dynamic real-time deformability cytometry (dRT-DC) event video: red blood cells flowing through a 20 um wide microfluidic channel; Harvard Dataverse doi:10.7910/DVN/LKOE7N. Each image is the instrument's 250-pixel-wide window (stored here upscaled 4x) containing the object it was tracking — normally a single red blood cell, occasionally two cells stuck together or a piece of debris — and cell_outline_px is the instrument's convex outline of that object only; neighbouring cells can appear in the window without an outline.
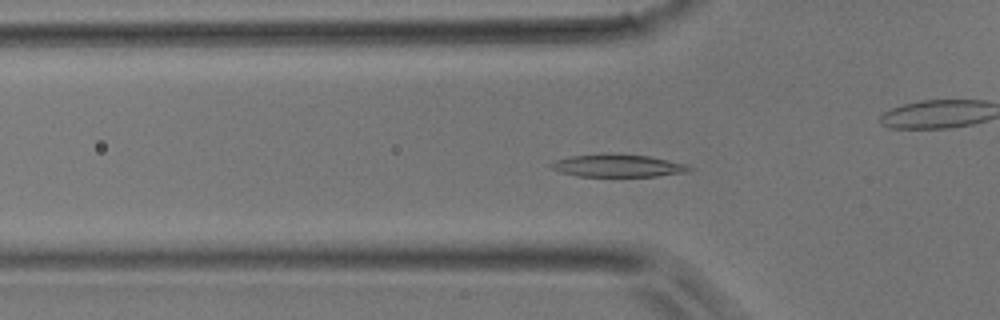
{"species": "common noctule bat (a hibernating species)", "species_latin": "Nyctalus noctula", "temperature_condition": "room temperature", "stored_images_in_passage": 50, "camera_frame_rate_fps": 3000, "um_per_image_px": 0.085, "animal": {"sex": "male", "body_mass_g": 17.9}, "frame": {"image": 1, "passage_image": 16, "time_ms": 5.0, "image_size_px": [1000, 320], "cell_outline_px": [[692, 168], [688, 172], [656, 176], [576, 176], [560, 172], [552, 168], [548, 164], [552, 160], [572, 156], [648, 156], [688, 164]], "centroid_in_image_um": [52.52, 14.12], "position_along_channel_um": 73.3, "area_um2": 17.4}}
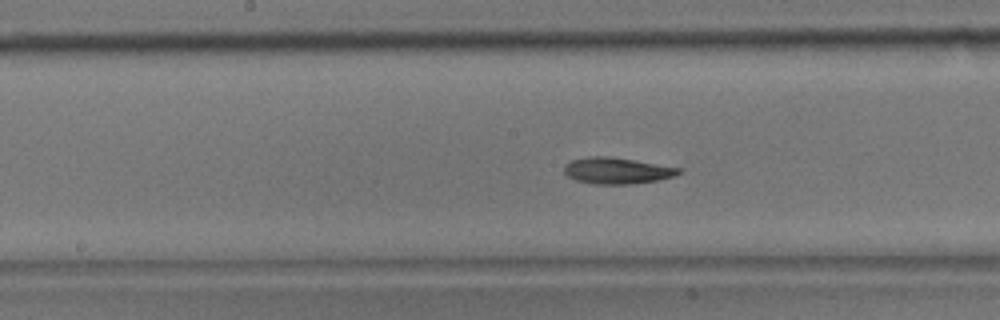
{"frame": {"image": 2, "passage_image": 25, "time_ms": 8.0, "image_size_px": [1000, 320], "cell_outline_px": [[684, 168], [676, 176], [660, 180], [632, 184], [596, 184], [576, 180], [568, 176], [564, 172], [564, 164], [572, 160], [588, 156], [608, 156]], "centroid_in_image_um": [52.47, 14.51], "position_along_channel_um": 195.7, "area_um2": 17.69}}
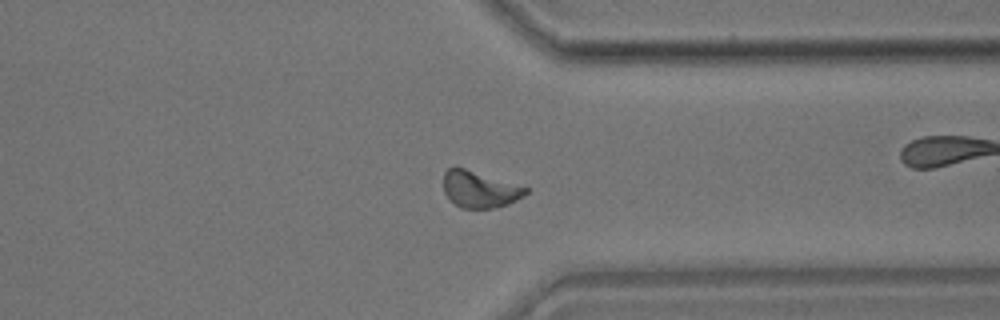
{"frame": {"image": 3, "passage_image": 38, "time_ms": 12.333, "image_size_px": [1000, 320], "cell_outline_px": [[528, 192], [524, 196], [508, 204], [496, 208], [460, 208], [444, 192], [444, 172], [452, 164], [456, 164], [528, 188]], "centroid_in_image_um": [40.75, 16.05], "position_along_channel_um": 370.7, "area_um2": 17.8}}